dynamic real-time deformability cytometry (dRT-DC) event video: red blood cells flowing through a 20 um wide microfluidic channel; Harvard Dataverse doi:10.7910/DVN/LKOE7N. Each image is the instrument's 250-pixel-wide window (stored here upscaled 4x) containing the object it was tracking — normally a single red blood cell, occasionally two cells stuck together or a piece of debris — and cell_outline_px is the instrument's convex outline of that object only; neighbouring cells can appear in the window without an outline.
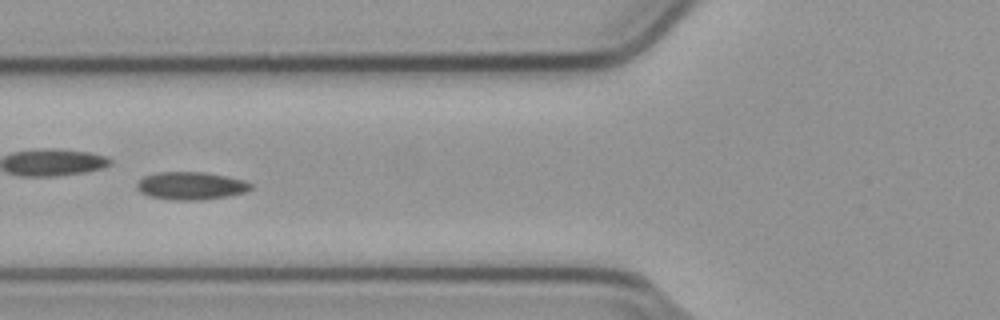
{"species": "common noctule bat (a hibernating species)", "species_latin": "Nyctalus noctula", "temperature_condition": "cold", "stored_images_in_passage": 32, "camera_frame_rate_fps": 3000, "um_per_image_px": 0.085, "animal": {"sex": "male", "body_mass_g": 23.1, "forearm_length_mm": 52.7}, "frame": {"image": 1, "passage_image": 10, "time_ms": 3.0, "image_size_px": [1000, 320], "cell_outline_px": [[252, 188], [244, 192], [228, 196], [204, 200], [172, 200], [148, 196], [140, 192], [136, 188], [136, 184], [144, 176], [160, 172], [204, 172], [244, 180], [252, 184]], "centroid_in_image_um": [16.21, 15.8], "position_along_channel_um": 109.6, "area_um2": 18.44}}
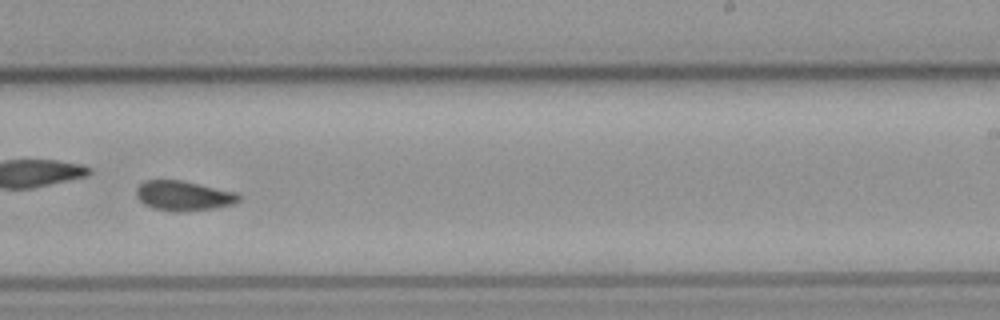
{"frame": {"image": 2, "passage_image": 23, "time_ms": 7.333, "image_size_px": [1000, 320], "cell_outline_px": [[240, 200], [232, 204], [216, 208], [184, 212], [172, 212], [152, 208], [144, 204], [136, 196], [136, 188], [144, 180], [180, 180], [236, 192], [240, 196]], "centroid_in_image_um": [15.57, 16.65], "position_along_channel_um": 273.4, "area_um2": 17.92}, "authors_computed_cell_mechanics": {"area_um2": 17.8891, "velocity_mm_per_s": 3.7721, "shape_relaxation_time_tau1_ms": null, "shape_relaxation_time_tau2_ms": 2.6919, "deformation_change_tau1": null, "deformation_change_tau2": 0.0684}}